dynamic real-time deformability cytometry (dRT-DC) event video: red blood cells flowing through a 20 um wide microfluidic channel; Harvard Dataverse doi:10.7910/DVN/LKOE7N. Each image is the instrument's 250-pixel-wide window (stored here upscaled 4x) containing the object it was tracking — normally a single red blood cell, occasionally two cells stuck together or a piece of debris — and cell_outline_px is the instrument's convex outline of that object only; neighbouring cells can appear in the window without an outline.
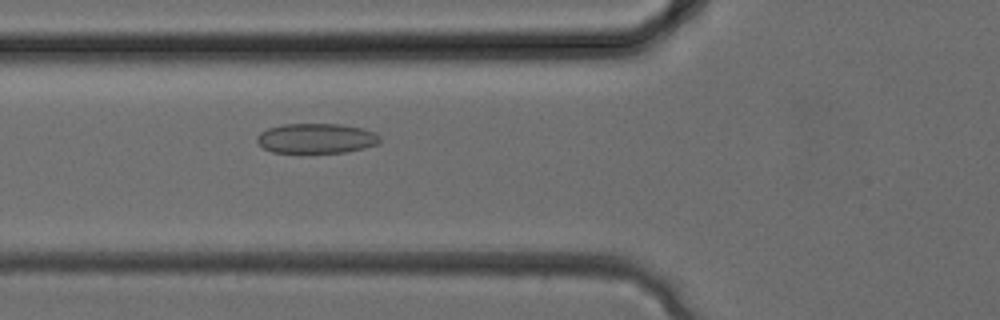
{"species": "common noctule bat (a hibernating species)", "species_latin": "Nyctalus noctula", "temperature_condition": "cold", "stored_images_in_passage": 12, "camera_frame_rate_fps": 3000, "um_per_image_px": 0.085, "animal": {"sex": "female", "body_mass_g": 24.6, "forearm_length_mm": 56.2}, "frame": {"image": 1, "passage_image": 12, "time_ms": 3.667, "image_size_px": [1000, 320], "cell_outline_px": [[380, 140], [376, 144], [364, 148], [344, 152], [272, 152], [264, 148], [256, 140], [256, 136], [260, 132], [268, 128], [284, 124], [340, 124], [364, 128], [376, 132], [380, 136]], "centroid_in_image_um": [26.89, 11.75], "position_along_channel_um": 98.9, "area_um2": 21.39}}